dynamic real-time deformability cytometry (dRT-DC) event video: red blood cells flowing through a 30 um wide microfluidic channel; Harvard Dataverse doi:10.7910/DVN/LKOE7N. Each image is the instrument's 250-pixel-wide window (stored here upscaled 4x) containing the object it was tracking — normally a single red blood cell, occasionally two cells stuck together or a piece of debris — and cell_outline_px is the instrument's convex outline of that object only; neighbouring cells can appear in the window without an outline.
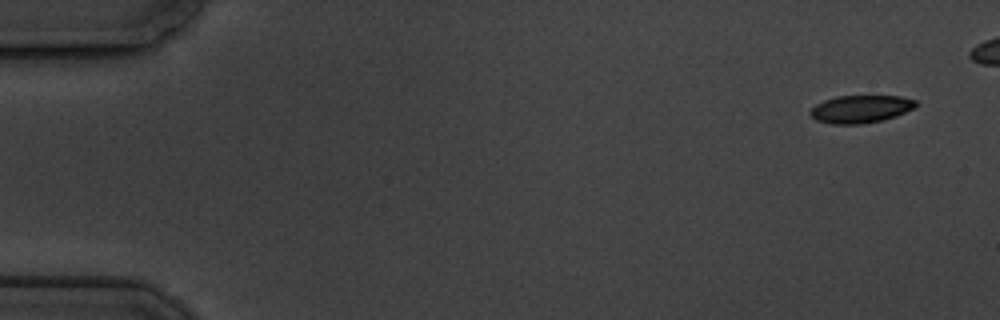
{"species": "common noctule bat (a hibernating species)", "species_latin": "Nyctalus noctula", "temperature_condition": "cold", "stored_images_in_passage": 6, "camera_frame_rate_fps": 3000, "um_per_image_px": 0.085, "animal": {"sex": "male", "body_mass_g": 19.5, "forearm_length_mm": 54.6}, "frame": {"image": 1, "passage_image": 1, "time_ms": 0.0, "image_size_px": [1000, 320], "cell_outline_px": [[916, 104], [912, 108], [896, 116], [880, 120], [860, 124], [832, 124], [816, 120], [808, 112], [816, 104], [824, 100], [836, 96], [900, 96], [916, 100]], "centroid_in_image_um": [73.11, 9.26], "position_along_channel_um": 11.9, "area_um2": 16.82}}